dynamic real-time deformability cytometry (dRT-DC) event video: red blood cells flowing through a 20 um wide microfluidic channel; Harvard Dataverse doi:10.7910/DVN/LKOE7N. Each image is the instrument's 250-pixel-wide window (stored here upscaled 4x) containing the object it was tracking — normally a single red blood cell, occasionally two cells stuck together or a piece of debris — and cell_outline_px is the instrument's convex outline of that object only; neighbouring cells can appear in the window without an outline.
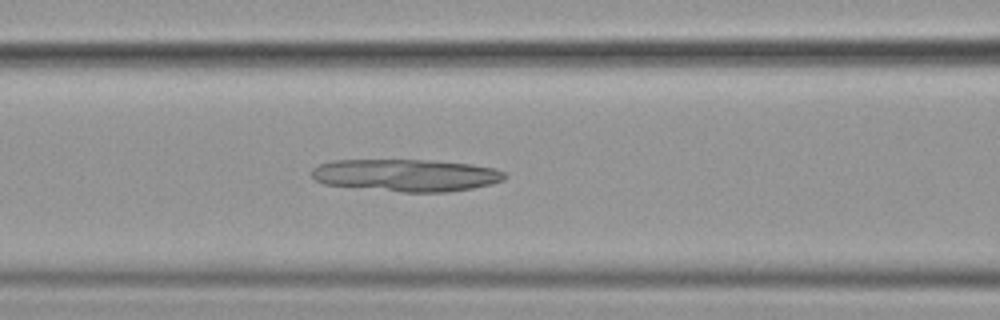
{"species": "common noctule bat (a hibernating species)", "species_latin": "Nyctalus noctula", "temperature_condition": "cold", "stored_images_in_passage": 56, "camera_frame_rate_fps": 3000, "um_per_image_px": 0.085, "animal": {"sex": "female", "body_mass_g": 19.9}, "frame": {"image": 1, "passage_image": 24, "time_ms": 7.667, "image_size_px": [1000, 320], "cell_outline_px": [[508, 176], [504, 180], [492, 184], [472, 188], [448, 192], [400, 192], [324, 184], [316, 180], [312, 176], [312, 168], [320, 164], [332, 160], [420, 160], [472, 164], [496, 168], [504, 172]], "centroid_in_image_um": [34.55, 14.9], "position_along_channel_um": 132.1, "area_um2": 36.36}}
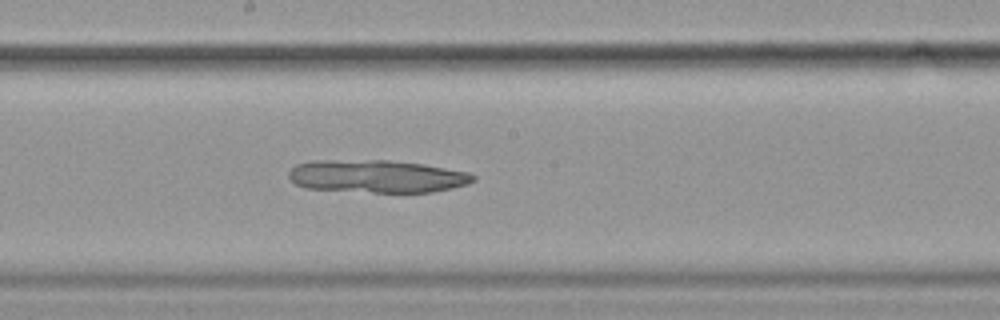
{"frame": {"image": 2, "passage_image": 31, "time_ms": 10.0, "image_size_px": [1000, 320], "cell_outline_px": [[476, 180], [468, 184], [452, 188], [432, 192], [372, 192], [308, 188], [296, 184], [288, 176], [288, 172], [296, 164], [312, 160], [388, 160], [424, 164], [468, 172], [476, 176]], "centroid_in_image_um": [32.05, 14.98], "position_along_channel_um": 216.1, "area_um2": 35.2}}
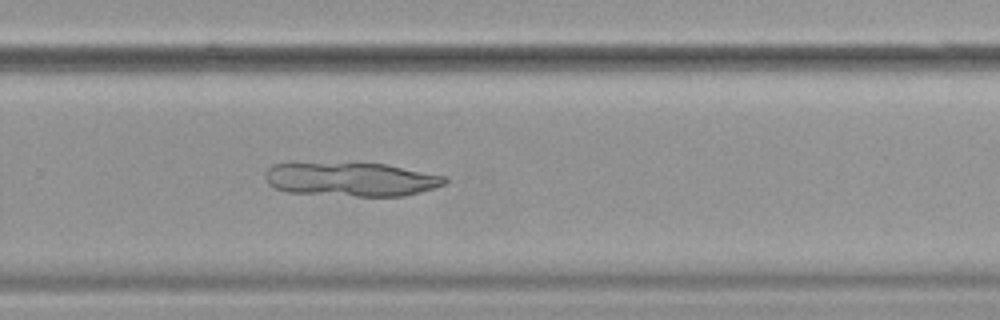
{"frame": {"image": 3, "passage_image": 38, "time_ms": 12.333, "image_size_px": [1000, 320], "cell_outline_px": [[448, 180], [444, 184], [436, 188], [404, 196], [356, 196], [288, 192], [276, 188], [268, 184], [264, 176], [264, 172], [272, 164], [288, 160], [388, 164], [448, 176]], "centroid_in_image_um": [29.78, 15.19], "position_along_channel_um": 300.0, "area_um2": 36.93}}